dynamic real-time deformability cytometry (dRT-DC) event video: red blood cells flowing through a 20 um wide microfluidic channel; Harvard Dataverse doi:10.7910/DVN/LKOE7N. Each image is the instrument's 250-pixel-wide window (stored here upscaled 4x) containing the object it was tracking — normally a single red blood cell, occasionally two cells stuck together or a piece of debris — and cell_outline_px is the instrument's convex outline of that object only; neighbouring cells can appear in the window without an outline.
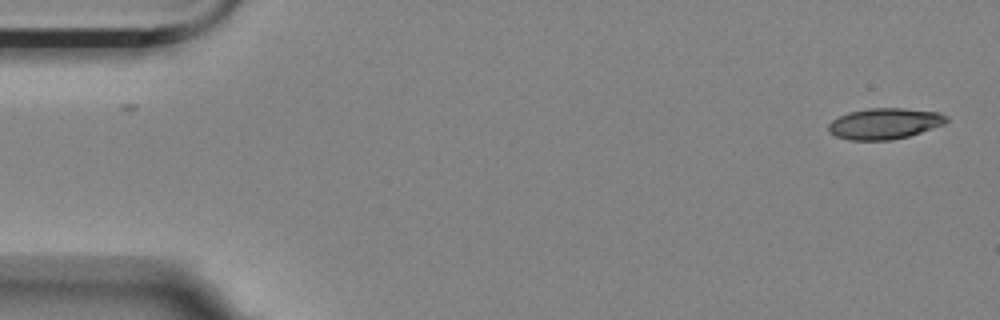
{"species": "Egyptian fruit bat (a non-hibernating species)", "species_latin": "Rousettus aegyptiacus", "temperature_condition": "room temperature", "stored_images_in_passage": 55, "camera_frame_rate_fps": 3000, "um_per_image_px": 0.085, "animal": {"sex": "female"}, "frame": {"image": 1, "passage_image": 1, "time_ms": 0.0, "image_size_px": [1000, 320], "cell_outline_px": [[948, 120], [944, 124], [908, 136], [892, 140], [848, 140], [836, 136], [828, 132], [828, 124], [832, 120], [848, 112], [868, 108], [904, 108], [940, 112], [948, 116]], "centroid_in_image_um": [75.18, 10.5], "position_along_channel_um": 9.8, "area_um2": 21.39}}
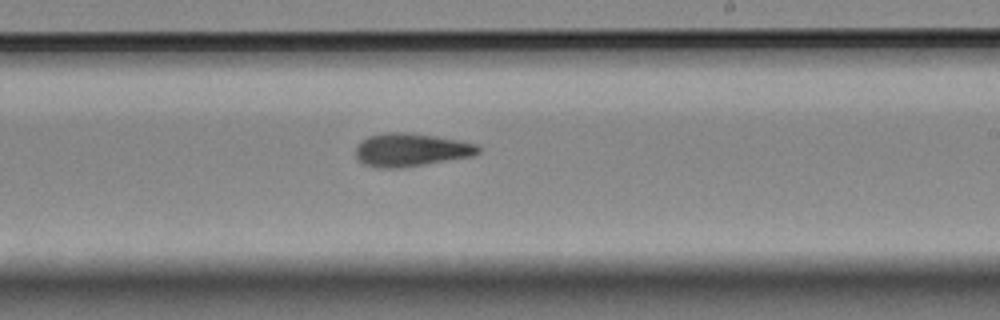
{"frame": {"image": 2, "passage_image": 32, "time_ms": 10.333, "image_size_px": [1000, 320], "cell_outline_px": [[480, 152], [472, 156], [400, 168], [380, 168], [364, 164], [356, 156], [356, 148], [368, 136], [388, 132], [412, 132], [460, 140], [476, 144], [480, 148]], "centroid_in_image_um": [34.96, 12.73], "position_along_channel_um": 254.0, "area_um2": 23.52}}
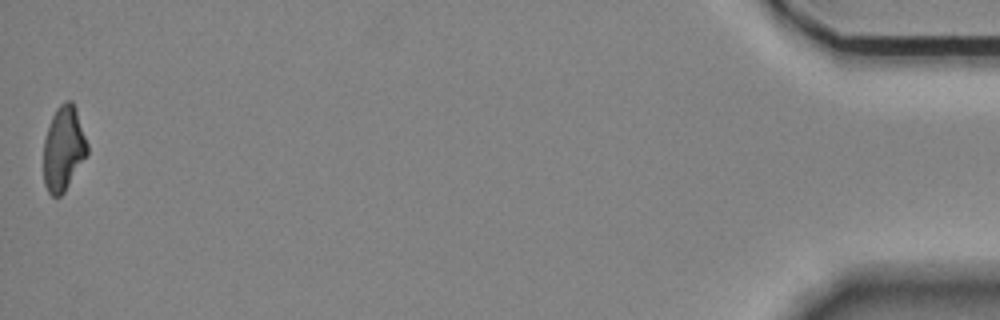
{"frame": {"image": 3, "passage_image": 55, "time_ms": 18.0, "image_size_px": [1000, 320], "cell_outline_px": [[88, 152], [64, 192], [60, 196], [52, 196], [48, 192], [44, 184], [44, 140], [52, 116], [56, 108], [64, 100], [72, 100], [76, 108], [88, 144]], "centroid_in_image_um": [5.4, 12.6], "position_along_channel_um": 429.8, "area_um2": 21.44}, "authors_computed_cell_mechanics": {"area_um2": 22.4842, "velocity_mm_per_s": 3.522, "shape_relaxation_time_tau1_ms": 10.7255, "shape_relaxation_time_tau2_ms": 5.1453, "deformation_change_tau1": 0.2394, "deformation_change_tau2": 0.1289}}